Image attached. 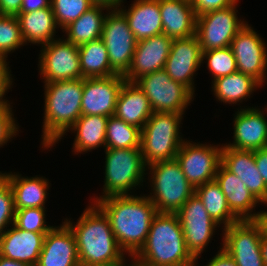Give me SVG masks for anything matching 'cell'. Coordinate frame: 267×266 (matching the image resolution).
<instances>
[{"label": "cell", "mask_w": 267, "mask_h": 266, "mask_svg": "<svg viewBox=\"0 0 267 266\" xmlns=\"http://www.w3.org/2000/svg\"><path fill=\"white\" fill-rule=\"evenodd\" d=\"M41 49L38 70L44 83L83 78L78 46L57 38L42 45Z\"/></svg>", "instance_id": "cell-12"}, {"label": "cell", "mask_w": 267, "mask_h": 266, "mask_svg": "<svg viewBox=\"0 0 267 266\" xmlns=\"http://www.w3.org/2000/svg\"><path fill=\"white\" fill-rule=\"evenodd\" d=\"M135 266H196L188 251L177 213L157 212L146 241L131 258Z\"/></svg>", "instance_id": "cell-3"}, {"label": "cell", "mask_w": 267, "mask_h": 266, "mask_svg": "<svg viewBox=\"0 0 267 266\" xmlns=\"http://www.w3.org/2000/svg\"><path fill=\"white\" fill-rule=\"evenodd\" d=\"M0 266H31V265L0 256Z\"/></svg>", "instance_id": "cell-49"}, {"label": "cell", "mask_w": 267, "mask_h": 266, "mask_svg": "<svg viewBox=\"0 0 267 266\" xmlns=\"http://www.w3.org/2000/svg\"><path fill=\"white\" fill-rule=\"evenodd\" d=\"M24 42L45 45L55 40L58 28L52 7L43 8L17 16Z\"/></svg>", "instance_id": "cell-28"}, {"label": "cell", "mask_w": 267, "mask_h": 266, "mask_svg": "<svg viewBox=\"0 0 267 266\" xmlns=\"http://www.w3.org/2000/svg\"><path fill=\"white\" fill-rule=\"evenodd\" d=\"M118 9L126 17L137 41L163 33L159 0H134L128 9Z\"/></svg>", "instance_id": "cell-25"}, {"label": "cell", "mask_w": 267, "mask_h": 266, "mask_svg": "<svg viewBox=\"0 0 267 266\" xmlns=\"http://www.w3.org/2000/svg\"><path fill=\"white\" fill-rule=\"evenodd\" d=\"M93 6L90 0H51L58 28L63 30Z\"/></svg>", "instance_id": "cell-37"}, {"label": "cell", "mask_w": 267, "mask_h": 266, "mask_svg": "<svg viewBox=\"0 0 267 266\" xmlns=\"http://www.w3.org/2000/svg\"><path fill=\"white\" fill-rule=\"evenodd\" d=\"M263 224L259 220H242L223 228L222 249L237 266H265L261 253Z\"/></svg>", "instance_id": "cell-10"}, {"label": "cell", "mask_w": 267, "mask_h": 266, "mask_svg": "<svg viewBox=\"0 0 267 266\" xmlns=\"http://www.w3.org/2000/svg\"><path fill=\"white\" fill-rule=\"evenodd\" d=\"M183 114L153 112L141 129V152L146 166L174 160L185 141L179 127Z\"/></svg>", "instance_id": "cell-5"}, {"label": "cell", "mask_w": 267, "mask_h": 266, "mask_svg": "<svg viewBox=\"0 0 267 266\" xmlns=\"http://www.w3.org/2000/svg\"><path fill=\"white\" fill-rule=\"evenodd\" d=\"M204 59L207 60V67L212 74L213 81L238 71L230 46L202 52V61Z\"/></svg>", "instance_id": "cell-36"}, {"label": "cell", "mask_w": 267, "mask_h": 266, "mask_svg": "<svg viewBox=\"0 0 267 266\" xmlns=\"http://www.w3.org/2000/svg\"><path fill=\"white\" fill-rule=\"evenodd\" d=\"M259 221L263 224L264 231L267 233V211H261Z\"/></svg>", "instance_id": "cell-50"}, {"label": "cell", "mask_w": 267, "mask_h": 266, "mask_svg": "<svg viewBox=\"0 0 267 266\" xmlns=\"http://www.w3.org/2000/svg\"><path fill=\"white\" fill-rule=\"evenodd\" d=\"M93 5H101L109 9H118L124 3V0H90Z\"/></svg>", "instance_id": "cell-47"}, {"label": "cell", "mask_w": 267, "mask_h": 266, "mask_svg": "<svg viewBox=\"0 0 267 266\" xmlns=\"http://www.w3.org/2000/svg\"><path fill=\"white\" fill-rule=\"evenodd\" d=\"M152 192L147 196L157 212L176 213L195 193L176 159L147 166ZM153 194V195H152Z\"/></svg>", "instance_id": "cell-6"}, {"label": "cell", "mask_w": 267, "mask_h": 266, "mask_svg": "<svg viewBox=\"0 0 267 266\" xmlns=\"http://www.w3.org/2000/svg\"><path fill=\"white\" fill-rule=\"evenodd\" d=\"M51 0H22L20 13H28L43 8H49Z\"/></svg>", "instance_id": "cell-46"}, {"label": "cell", "mask_w": 267, "mask_h": 266, "mask_svg": "<svg viewBox=\"0 0 267 266\" xmlns=\"http://www.w3.org/2000/svg\"><path fill=\"white\" fill-rule=\"evenodd\" d=\"M255 163L267 185V147L254 151Z\"/></svg>", "instance_id": "cell-44"}, {"label": "cell", "mask_w": 267, "mask_h": 266, "mask_svg": "<svg viewBox=\"0 0 267 266\" xmlns=\"http://www.w3.org/2000/svg\"><path fill=\"white\" fill-rule=\"evenodd\" d=\"M152 113L149 100L140 87L135 82L125 81L118 95L114 115L142 129Z\"/></svg>", "instance_id": "cell-26"}, {"label": "cell", "mask_w": 267, "mask_h": 266, "mask_svg": "<svg viewBox=\"0 0 267 266\" xmlns=\"http://www.w3.org/2000/svg\"><path fill=\"white\" fill-rule=\"evenodd\" d=\"M215 180L226 196L227 204L231 212L240 221L259 220L261 211L254 213L253 209L260 204V202L251 194L246 185L236 174L231 173L220 164L217 174L215 175Z\"/></svg>", "instance_id": "cell-23"}, {"label": "cell", "mask_w": 267, "mask_h": 266, "mask_svg": "<svg viewBox=\"0 0 267 266\" xmlns=\"http://www.w3.org/2000/svg\"><path fill=\"white\" fill-rule=\"evenodd\" d=\"M22 0H0V15L17 16Z\"/></svg>", "instance_id": "cell-43"}, {"label": "cell", "mask_w": 267, "mask_h": 266, "mask_svg": "<svg viewBox=\"0 0 267 266\" xmlns=\"http://www.w3.org/2000/svg\"><path fill=\"white\" fill-rule=\"evenodd\" d=\"M104 152L106 161L103 195L92 200L94 202L112 195H130L129 191L136 186L140 187L146 179L144 175L147 174V166L141 148H105Z\"/></svg>", "instance_id": "cell-7"}, {"label": "cell", "mask_w": 267, "mask_h": 266, "mask_svg": "<svg viewBox=\"0 0 267 266\" xmlns=\"http://www.w3.org/2000/svg\"><path fill=\"white\" fill-rule=\"evenodd\" d=\"M13 110L0 111V147L17 135L18 125L13 117Z\"/></svg>", "instance_id": "cell-40"}, {"label": "cell", "mask_w": 267, "mask_h": 266, "mask_svg": "<svg viewBox=\"0 0 267 266\" xmlns=\"http://www.w3.org/2000/svg\"><path fill=\"white\" fill-rule=\"evenodd\" d=\"M26 45L16 16L0 15V60Z\"/></svg>", "instance_id": "cell-35"}, {"label": "cell", "mask_w": 267, "mask_h": 266, "mask_svg": "<svg viewBox=\"0 0 267 266\" xmlns=\"http://www.w3.org/2000/svg\"><path fill=\"white\" fill-rule=\"evenodd\" d=\"M106 148H141V129L127 124L115 115L106 124Z\"/></svg>", "instance_id": "cell-34"}, {"label": "cell", "mask_w": 267, "mask_h": 266, "mask_svg": "<svg viewBox=\"0 0 267 266\" xmlns=\"http://www.w3.org/2000/svg\"><path fill=\"white\" fill-rule=\"evenodd\" d=\"M223 145L191 143L186 140L181 145L175 159L183 174L194 187L215 180V175L221 164Z\"/></svg>", "instance_id": "cell-13"}, {"label": "cell", "mask_w": 267, "mask_h": 266, "mask_svg": "<svg viewBox=\"0 0 267 266\" xmlns=\"http://www.w3.org/2000/svg\"><path fill=\"white\" fill-rule=\"evenodd\" d=\"M75 236L69 226H54L46 235L36 266H78Z\"/></svg>", "instance_id": "cell-21"}, {"label": "cell", "mask_w": 267, "mask_h": 266, "mask_svg": "<svg viewBox=\"0 0 267 266\" xmlns=\"http://www.w3.org/2000/svg\"><path fill=\"white\" fill-rule=\"evenodd\" d=\"M108 117L103 115H81L69 129L76 132L73 143L75 154L106 148V124Z\"/></svg>", "instance_id": "cell-29"}, {"label": "cell", "mask_w": 267, "mask_h": 266, "mask_svg": "<svg viewBox=\"0 0 267 266\" xmlns=\"http://www.w3.org/2000/svg\"><path fill=\"white\" fill-rule=\"evenodd\" d=\"M72 230L79 263L89 266H127L125 252L119 247L104 212L95 204L89 205L73 225L64 221Z\"/></svg>", "instance_id": "cell-2"}, {"label": "cell", "mask_w": 267, "mask_h": 266, "mask_svg": "<svg viewBox=\"0 0 267 266\" xmlns=\"http://www.w3.org/2000/svg\"><path fill=\"white\" fill-rule=\"evenodd\" d=\"M78 51L83 78L117 74L110 66L107 48L101 38L78 46Z\"/></svg>", "instance_id": "cell-32"}, {"label": "cell", "mask_w": 267, "mask_h": 266, "mask_svg": "<svg viewBox=\"0 0 267 266\" xmlns=\"http://www.w3.org/2000/svg\"><path fill=\"white\" fill-rule=\"evenodd\" d=\"M194 8L196 17L204 13L224 9L233 4H236L239 0H189Z\"/></svg>", "instance_id": "cell-42"}, {"label": "cell", "mask_w": 267, "mask_h": 266, "mask_svg": "<svg viewBox=\"0 0 267 266\" xmlns=\"http://www.w3.org/2000/svg\"><path fill=\"white\" fill-rule=\"evenodd\" d=\"M135 84L148 98L153 112L184 114L194 100V94L183 84L172 80L164 69L138 78Z\"/></svg>", "instance_id": "cell-8"}, {"label": "cell", "mask_w": 267, "mask_h": 266, "mask_svg": "<svg viewBox=\"0 0 267 266\" xmlns=\"http://www.w3.org/2000/svg\"><path fill=\"white\" fill-rule=\"evenodd\" d=\"M9 182L12 193L15 210L25 208H45L47 199V190L49 183L45 177H23L21 174L12 172L2 173Z\"/></svg>", "instance_id": "cell-27"}, {"label": "cell", "mask_w": 267, "mask_h": 266, "mask_svg": "<svg viewBox=\"0 0 267 266\" xmlns=\"http://www.w3.org/2000/svg\"><path fill=\"white\" fill-rule=\"evenodd\" d=\"M202 49L196 35L173 39L164 70L175 82L186 86L195 94L193 77L200 68Z\"/></svg>", "instance_id": "cell-17"}, {"label": "cell", "mask_w": 267, "mask_h": 266, "mask_svg": "<svg viewBox=\"0 0 267 266\" xmlns=\"http://www.w3.org/2000/svg\"><path fill=\"white\" fill-rule=\"evenodd\" d=\"M45 208H25L15 210L13 224L22 230L36 233H48L54 226L46 225Z\"/></svg>", "instance_id": "cell-38"}, {"label": "cell", "mask_w": 267, "mask_h": 266, "mask_svg": "<svg viewBox=\"0 0 267 266\" xmlns=\"http://www.w3.org/2000/svg\"><path fill=\"white\" fill-rule=\"evenodd\" d=\"M83 80L44 83L42 148L51 149L81 116Z\"/></svg>", "instance_id": "cell-4"}, {"label": "cell", "mask_w": 267, "mask_h": 266, "mask_svg": "<svg viewBox=\"0 0 267 266\" xmlns=\"http://www.w3.org/2000/svg\"><path fill=\"white\" fill-rule=\"evenodd\" d=\"M260 247L265 266H267V233L264 230L261 237Z\"/></svg>", "instance_id": "cell-48"}, {"label": "cell", "mask_w": 267, "mask_h": 266, "mask_svg": "<svg viewBox=\"0 0 267 266\" xmlns=\"http://www.w3.org/2000/svg\"><path fill=\"white\" fill-rule=\"evenodd\" d=\"M212 91L220 102L237 104L250 97L262 85L252 76L235 72L212 81Z\"/></svg>", "instance_id": "cell-31"}, {"label": "cell", "mask_w": 267, "mask_h": 266, "mask_svg": "<svg viewBox=\"0 0 267 266\" xmlns=\"http://www.w3.org/2000/svg\"><path fill=\"white\" fill-rule=\"evenodd\" d=\"M7 60H0V111L12 110L11 103L4 98V95L12 85L11 70L9 69V62ZM10 70V71H9Z\"/></svg>", "instance_id": "cell-41"}, {"label": "cell", "mask_w": 267, "mask_h": 266, "mask_svg": "<svg viewBox=\"0 0 267 266\" xmlns=\"http://www.w3.org/2000/svg\"><path fill=\"white\" fill-rule=\"evenodd\" d=\"M95 203L108 217L119 247L132 258L144 245L156 207L147 196L112 195Z\"/></svg>", "instance_id": "cell-1"}, {"label": "cell", "mask_w": 267, "mask_h": 266, "mask_svg": "<svg viewBox=\"0 0 267 266\" xmlns=\"http://www.w3.org/2000/svg\"><path fill=\"white\" fill-rule=\"evenodd\" d=\"M163 34L172 38L195 35L196 15L189 0H159Z\"/></svg>", "instance_id": "cell-24"}, {"label": "cell", "mask_w": 267, "mask_h": 266, "mask_svg": "<svg viewBox=\"0 0 267 266\" xmlns=\"http://www.w3.org/2000/svg\"><path fill=\"white\" fill-rule=\"evenodd\" d=\"M108 12H105L101 39L107 48L111 68L124 76L132 64L137 40L119 9H110Z\"/></svg>", "instance_id": "cell-9"}, {"label": "cell", "mask_w": 267, "mask_h": 266, "mask_svg": "<svg viewBox=\"0 0 267 266\" xmlns=\"http://www.w3.org/2000/svg\"><path fill=\"white\" fill-rule=\"evenodd\" d=\"M262 110V111H261ZM247 107L234 116L233 143L223 144L239 150H259L267 147V120L263 109Z\"/></svg>", "instance_id": "cell-19"}, {"label": "cell", "mask_w": 267, "mask_h": 266, "mask_svg": "<svg viewBox=\"0 0 267 266\" xmlns=\"http://www.w3.org/2000/svg\"><path fill=\"white\" fill-rule=\"evenodd\" d=\"M103 10L110 9L101 5H93L77 20L70 23L62 31L67 34L65 39L76 46L101 38L104 19L106 14Z\"/></svg>", "instance_id": "cell-30"}, {"label": "cell", "mask_w": 267, "mask_h": 266, "mask_svg": "<svg viewBox=\"0 0 267 266\" xmlns=\"http://www.w3.org/2000/svg\"><path fill=\"white\" fill-rule=\"evenodd\" d=\"M221 164L236 174L260 203L267 205V185L255 163L254 151L223 146Z\"/></svg>", "instance_id": "cell-20"}, {"label": "cell", "mask_w": 267, "mask_h": 266, "mask_svg": "<svg viewBox=\"0 0 267 266\" xmlns=\"http://www.w3.org/2000/svg\"><path fill=\"white\" fill-rule=\"evenodd\" d=\"M195 194L202 201L209 216L219 225L223 223L221 229L240 221L231 212L227 204L226 196L216 180L206 182L196 187Z\"/></svg>", "instance_id": "cell-33"}, {"label": "cell", "mask_w": 267, "mask_h": 266, "mask_svg": "<svg viewBox=\"0 0 267 266\" xmlns=\"http://www.w3.org/2000/svg\"><path fill=\"white\" fill-rule=\"evenodd\" d=\"M0 236V256L36 266L47 233L29 232L14 224Z\"/></svg>", "instance_id": "cell-22"}, {"label": "cell", "mask_w": 267, "mask_h": 266, "mask_svg": "<svg viewBox=\"0 0 267 266\" xmlns=\"http://www.w3.org/2000/svg\"><path fill=\"white\" fill-rule=\"evenodd\" d=\"M14 216L13 193L8 180L0 173V236L13 224Z\"/></svg>", "instance_id": "cell-39"}, {"label": "cell", "mask_w": 267, "mask_h": 266, "mask_svg": "<svg viewBox=\"0 0 267 266\" xmlns=\"http://www.w3.org/2000/svg\"><path fill=\"white\" fill-rule=\"evenodd\" d=\"M183 230L188 251L198 261L205 251L215 228L220 227L208 214L202 201L194 193L176 212Z\"/></svg>", "instance_id": "cell-14"}, {"label": "cell", "mask_w": 267, "mask_h": 266, "mask_svg": "<svg viewBox=\"0 0 267 266\" xmlns=\"http://www.w3.org/2000/svg\"><path fill=\"white\" fill-rule=\"evenodd\" d=\"M125 81L124 76L120 74L84 78L81 115L113 116L118 95Z\"/></svg>", "instance_id": "cell-16"}, {"label": "cell", "mask_w": 267, "mask_h": 266, "mask_svg": "<svg viewBox=\"0 0 267 266\" xmlns=\"http://www.w3.org/2000/svg\"><path fill=\"white\" fill-rule=\"evenodd\" d=\"M172 41L163 33L137 41L132 64L124 75L125 80L135 82L144 75L164 69Z\"/></svg>", "instance_id": "cell-18"}, {"label": "cell", "mask_w": 267, "mask_h": 266, "mask_svg": "<svg viewBox=\"0 0 267 266\" xmlns=\"http://www.w3.org/2000/svg\"><path fill=\"white\" fill-rule=\"evenodd\" d=\"M78 266H89V265L79 264Z\"/></svg>", "instance_id": "cell-51"}, {"label": "cell", "mask_w": 267, "mask_h": 266, "mask_svg": "<svg viewBox=\"0 0 267 266\" xmlns=\"http://www.w3.org/2000/svg\"><path fill=\"white\" fill-rule=\"evenodd\" d=\"M209 261L210 262L205 266H237L234 259L222 248L219 249L218 253Z\"/></svg>", "instance_id": "cell-45"}, {"label": "cell", "mask_w": 267, "mask_h": 266, "mask_svg": "<svg viewBox=\"0 0 267 266\" xmlns=\"http://www.w3.org/2000/svg\"><path fill=\"white\" fill-rule=\"evenodd\" d=\"M236 5L196 17L195 35L202 52L230 46L233 38L247 24L244 19H238Z\"/></svg>", "instance_id": "cell-11"}, {"label": "cell", "mask_w": 267, "mask_h": 266, "mask_svg": "<svg viewBox=\"0 0 267 266\" xmlns=\"http://www.w3.org/2000/svg\"><path fill=\"white\" fill-rule=\"evenodd\" d=\"M265 46L264 40L248 24L237 33L230 44L238 72L252 76L261 85L267 79V50Z\"/></svg>", "instance_id": "cell-15"}]
</instances>
